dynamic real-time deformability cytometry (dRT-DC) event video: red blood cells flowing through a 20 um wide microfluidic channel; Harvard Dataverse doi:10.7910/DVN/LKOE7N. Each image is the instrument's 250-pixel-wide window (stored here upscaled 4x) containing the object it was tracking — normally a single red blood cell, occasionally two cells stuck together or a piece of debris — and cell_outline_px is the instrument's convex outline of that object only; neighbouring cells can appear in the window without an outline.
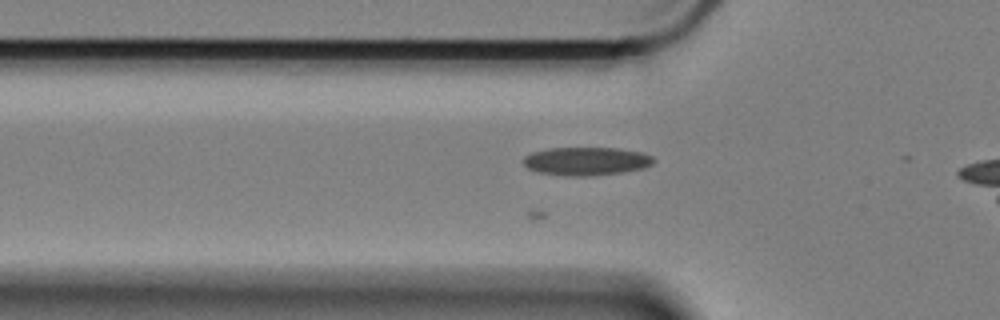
{"species": "Egyptian fruit bat (a non-hibernating species)", "species_latin": "Rousettus aegyptiacus", "temperature_condition": "cold", "stored_images_in_passage": 16, "camera_frame_rate_fps": 3000, "um_per_image_px": 0.085, "animal": {"sex": "female"}, "frame": {"image": 1, "passage_image": 13, "time_ms": 4.0, "image_size_px": [1000, 320], "cell_outline_px": [[656, 160], [652, 164], [644, 168], [624, 172], [588, 176], [564, 176], [540, 172], [528, 168], [520, 160], [524, 156], [532, 152], [548, 148], [616, 148], [640, 152], [652, 156]], "centroid_in_image_um": [49.82, 13.7], "position_along_channel_um": 76.0, "area_um2": 21.56}}